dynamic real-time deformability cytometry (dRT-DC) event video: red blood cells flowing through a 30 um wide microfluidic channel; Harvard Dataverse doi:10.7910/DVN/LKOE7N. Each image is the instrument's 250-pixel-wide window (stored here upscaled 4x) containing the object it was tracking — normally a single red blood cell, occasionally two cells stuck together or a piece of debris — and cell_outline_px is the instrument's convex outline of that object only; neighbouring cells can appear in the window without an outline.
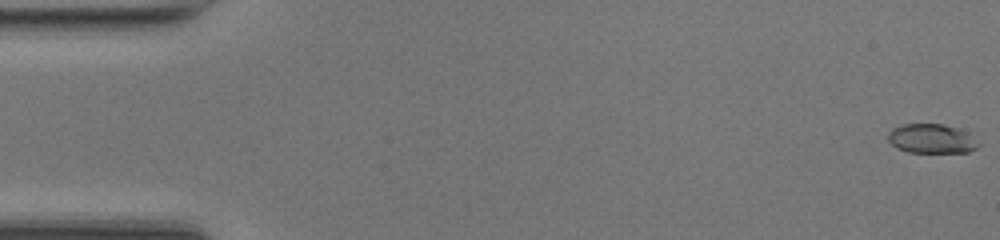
{"species": "common noctule bat (a hibernating species)", "species_latin": "Nyctalus noctula", "temperature_condition": "room temperature", "stored_images_in_passage": 50, "segment_of_instrument_passage": [1, 2], "camera_frame_rate_fps": 3000, "um_per_image_px": 0.085, "animal": {"sex": "female", "body_mass_g": 17.0, "forearm_length_mm": 48.0}, "frame": {"image": 1, "passage_image": 1, "time_ms": 0.0, "image_size_px": [1000, 240], "cell_outline_px": [[980, 144], [976, 148], [968, 152], [908, 152], [896, 148], [888, 140], [888, 132], [892, 128], [904, 124], [944, 124], [968, 132]], "centroid_in_image_um": [79.17, 11.78], "position_along_channel_um": 5.8, "area_um2": 15.43}}
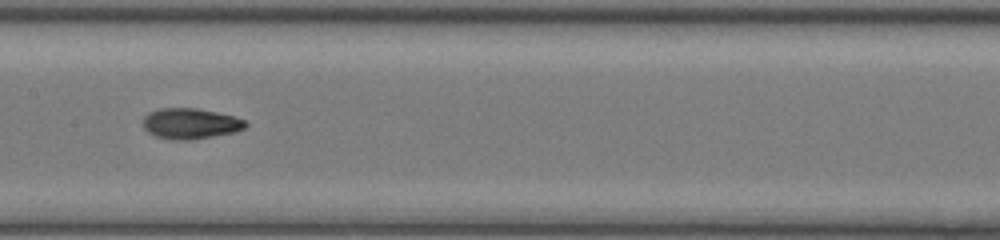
{"frame": {"image": 2, "passage_image": 25, "time_ms": 8.0, "image_size_px": [1000, 240], "cell_outline_px": [[248, 124], [244, 128], [236, 132], [192, 140], [172, 140], [156, 136], [148, 132], [144, 128], [144, 116], [148, 112], [160, 108], [196, 108], [216, 112], [232, 116], [244, 120]], "centroid_in_image_um": [16.17, 10.51], "position_along_channel_um": 191.2, "area_um2": 18.32}}
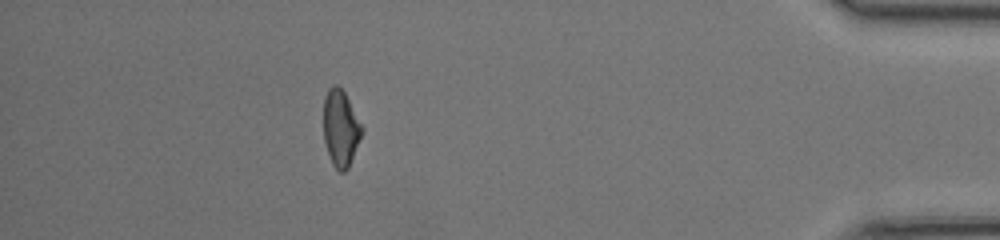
{"frame": {"image": 3, "passage_image": 44, "time_ms": 14.333, "image_size_px": [1000, 240], "cell_outline_px": [[364, 128], [348, 168], [344, 172], [340, 172], [332, 164], [324, 140], [324, 96], [328, 88], [332, 84], [336, 84], [344, 92]], "centroid_in_image_um": [28.95, 10.87], "position_along_channel_um": 406.3, "area_um2": 16.94}}